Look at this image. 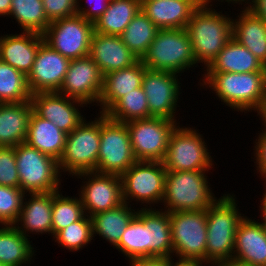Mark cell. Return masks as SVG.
Listing matches in <instances>:
<instances>
[{"label": "cell", "mask_w": 266, "mask_h": 266, "mask_svg": "<svg viewBox=\"0 0 266 266\" xmlns=\"http://www.w3.org/2000/svg\"><path fill=\"white\" fill-rule=\"evenodd\" d=\"M140 209V210H139ZM125 259L145 258V209L138 208L137 214L132 218L124 230L119 244L115 247Z\"/></svg>", "instance_id": "74e56055"}, {"label": "cell", "mask_w": 266, "mask_h": 266, "mask_svg": "<svg viewBox=\"0 0 266 266\" xmlns=\"http://www.w3.org/2000/svg\"><path fill=\"white\" fill-rule=\"evenodd\" d=\"M75 177L82 180L83 184L81 183L77 194L89 217L115 209L124 203L121 176L91 171L77 174L73 178Z\"/></svg>", "instance_id": "5bb4252c"}, {"label": "cell", "mask_w": 266, "mask_h": 266, "mask_svg": "<svg viewBox=\"0 0 266 266\" xmlns=\"http://www.w3.org/2000/svg\"><path fill=\"white\" fill-rule=\"evenodd\" d=\"M204 72H265V65L232 37Z\"/></svg>", "instance_id": "83f0119b"}, {"label": "cell", "mask_w": 266, "mask_h": 266, "mask_svg": "<svg viewBox=\"0 0 266 266\" xmlns=\"http://www.w3.org/2000/svg\"><path fill=\"white\" fill-rule=\"evenodd\" d=\"M82 0H77V14L84 17L87 21L94 23L107 9L110 0H85L82 6ZM86 4H88L86 6Z\"/></svg>", "instance_id": "ee69618b"}, {"label": "cell", "mask_w": 266, "mask_h": 266, "mask_svg": "<svg viewBox=\"0 0 266 266\" xmlns=\"http://www.w3.org/2000/svg\"><path fill=\"white\" fill-rule=\"evenodd\" d=\"M209 151L197 128L178 124L170 135L162 163L167 171H209L214 165Z\"/></svg>", "instance_id": "ba28073f"}, {"label": "cell", "mask_w": 266, "mask_h": 266, "mask_svg": "<svg viewBox=\"0 0 266 266\" xmlns=\"http://www.w3.org/2000/svg\"><path fill=\"white\" fill-rule=\"evenodd\" d=\"M104 75L90 56L70 61L59 93L86 104H98ZM95 103V104H94Z\"/></svg>", "instance_id": "2e32d148"}, {"label": "cell", "mask_w": 266, "mask_h": 266, "mask_svg": "<svg viewBox=\"0 0 266 266\" xmlns=\"http://www.w3.org/2000/svg\"><path fill=\"white\" fill-rule=\"evenodd\" d=\"M212 266H250V265L247 263L237 261L235 259H230V260H224L221 262H217L213 264Z\"/></svg>", "instance_id": "816d5d0a"}, {"label": "cell", "mask_w": 266, "mask_h": 266, "mask_svg": "<svg viewBox=\"0 0 266 266\" xmlns=\"http://www.w3.org/2000/svg\"><path fill=\"white\" fill-rule=\"evenodd\" d=\"M173 257L206 262L207 210L169 212Z\"/></svg>", "instance_id": "8fae6325"}, {"label": "cell", "mask_w": 266, "mask_h": 266, "mask_svg": "<svg viewBox=\"0 0 266 266\" xmlns=\"http://www.w3.org/2000/svg\"><path fill=\"white\" fill-rule=\"evenodd\" d=\"M180 76L168 71H145L142 88L148 101L149 118L161 117L178 121L175 114L182 93Z\"/></svg>", "instance_id": "9a60e30c"}, {"label": "cell", "mask_w": 266, "mask_h": 266, "mask_svg": "<svg viewBox=\"0 0 266 266\" xmlns=\"http://www.w3.org/2000/svg\"><path fill=\"white\" fill-rule=\"evenodd\" d=\"M148 68L138 60L130 67L104 75L103 89L98 104L99 113H105L119 98L142 87V80Z\"/></svg>", "instance_id": "cb8c5ba5"}, {"label": "cell", "mask_w": 266, "mask_h": 266, "mask_svg": "<svg viewBox=\"0 0 266 266\" xmlns=\"http://www.w3.org/2000/svg\"><path fill=\"white\" fill-rule=\"evenodd\" d=\"M141 10V0H110L107 9L93 23L94 32L120 36Z\"/></svg>", "instance_id": "1f68e13d"}, {"label": "cell", "mask_w": 266, "mask_h": 266, "mask_svg": "<svg viewBox=\"0 0 266 266\" xmlns=\"http://www.w3.org/2000/svg\"><path fill=\"white\" fill-rule=\"evenodd\" d=\"M145 258H173L169 212L145 208Z\"/></svg>", "instance_id": "d4e9b609"}, {"label": "cell", "mask_w": 266, "mask_h": 266, "mask_svg": "<svg viewBox=\"0 0 266 266\" xmlns=\"http://www.w3.org/2000/svg\"><path fill=\"white\" fill-rule=\"evenodd\" d=\"M29 238L14 225L0 226V263L5 266H30L37 251ZM33 258V259H32ZM32 261V262H31ZM29 264V265H28Z\"/></svg>", "instance_id": "f546056e"}, {"label": "cell", "mask_w": 266, "mask_h": 266, "mask_svg": "<svg viewBox=\"0 0 266 266\" xmlns=\"http://www.w3.org/2000/svg\"><path fill=\"white\" fill-rule=\"evenodd\" d=\"M129 266H172V258H142L128 260Z\"/></svg>", "instance_id": "f6af8a7d"}, {"label": "cell", "mask_w": 266, "mask_h": 266, "mask_svg": "<svg viewBox=\"0 0 266 266\" xmlns=\"http://www.w3.org/2000/svg\"><path fill=\"white\" fill-rule=\"evenodd\" d=\"M198 81L203 89L214 91L212 93L223 102L221 104L232 111L244 112V115L247 112L258 114L263 108L266 97L265 72H204Z\"/></svg>", "instance_id": "6da1fadb"}, {"label": "cell", "mask_w": 266, "mask_h": 266, "mask_svg": "<svg viewBox=\"0 0 266 266\" xmlns=\"http://www.w3.org/2000/svg\"><path fill=\"white\" fill-rule=\"evenodd\" d=\"M136 161L126 123L112 120L101 113L96 172L121 176Z\"/></svg>", "instance_id": "30bf717a"}, {"label": "cell", "mask_w": 266, "mask_h": 266, "mask_svg": "<svg viewBox=\"0 0 266 266\" xmlns=\"http://www.w3.org/2000/svg\"><path fill=\"white\" fill-rule=\"evenodd\" d=\"M31 101L34 111L40 117L51 121L66 134H70L86 118L80 112L85 103L59 92L35 93Z\"/></svg>", "instance_id": "ac0fdd59"}, {"label": "cell", "mask_w": 266, "mask_h": 266, "mask_svg": "<svg viewBox=\"0 0 266 266\" xmlns=\"http://www.w3.org/2000/svg\"><path fill=\"white\" fill-rule=\"evenodd\" d=\"M20 189L24 193H48L62 187L58 161L26 142L14 147ZM61 185V186H60Z\"/></svg>", "instance_id": "52a82bcc"}, {"label": "cell", "mask_w": 266, "mask_h": 266, "mask_svg": "<svg viewBox=\"0 0 266 266\" xmlns=\"http://www.w3.org/2000/svg\"><path fill=\"white\" fill-rule=\"evenodd\" d=\"M33 110L31 100L0 103V146L15 147L25 142Z\"/></svg>", "instance_id": "484cf974"}, {"label": "cell", "mask_w": 266, "mask_h": 266, "mask_svg": "<svg viewBox=\"0 0 266 266\" xmlns=\"http://www.w3.org/2000/svg\"><path fill=\"white\" fill-rule=\"evenodd\" d=\"M166 172L162 162L136 161L121 175L123 202L130 205L136 201L135 204H143L140 207L144 209L155 208L159 203L161 205L165 194Z\"/></svg>", "instance_id": "9c48e42d"}, {"label": "cell", "mask_w": 266, "mask_h": 266, "mask_svg": "<svg viewBox=\"0 0 266 266\" xmlns=\"http://www.w3.org/2000/svg\"><path fill=\"white\" fill-rule=\"evenodd\" d=\"M112 120L127 123L149 118L148 101L139 87L119 98L105 113Z\"/></svg>", "instance_id": "e575fe53"}, {"label": "cell", "mask_w": 266, "mask_h": 266, "mask_svg": "<svg viewBox=\"0 0 266 266\" xmlns=\"http://www.w3.org/2000/svg\"><path fill=\"white\" fill-rule=\"evenodd\" d=\"M0 185L20 188L14 147L0 146Z\"/></svg>", "instance_id": "60d3db41"}, {"label": "cell", "mask_w": 266, "mask_h": 266, "mask_svg": "<svg viewBox=\"0 0 266 266\" xmlns=\"http://www.w3.org/2000/svg\"><path fill=\"white\" fill-rule=\"evenodd\" d=\"M93 33L94 24L76 14L52 21L43 38L52 49L74 60L89 56Z\"/></svg>", "instance_id": "4fadbf2b"}, {"label": "cell", "mask_w": 266, "mask_h": 266, "mask_svg": "<svg viewBox=\"0 0 266 266\" xmlns=\"http://www.w3.org/2000/svg\"><path fill=\"white\" fill-rule=\"evenodd\" d=\"M158 30L159 28L140 10L120 37L128 49L141 60Z\"/></svg>", "instance_id": "d6a6232c"}, {"label": "cell", "mask_w": 266, "mask_h": 266, "mask_svg": "<svg viewBox=\"0 0 266 266\" xmlns=\"http://www.w3.org/2000/svg\"><path fill=\"white\" fill-rule=\"evenodd\" d=\"M233 259L250 266H266V231L255 219L245 216L239 223Z\"/></svg>", "instance_id": "603a6c76"}, {"label": "cell", "mask_w": 266, "mask_h": 266, "mask_svg": "<svg viewBox=\"0 0 266 266\" xmlns=\"http://www.w3.org/2000/svg\"><path fill=\"white\" fill-rule=\"evenodd\" d=\"M132 204L122 203L115 209L107 210L91 216L93 237L99 236L114 248L119 244L121 236L138 209Z\"/></svg>", "instance_id": "4dcf8cb0"}, {"label": "cell", "mask_w": 266, "mask_h": 266, "mask_svg": "<svg viewBox=\"0 0 266 266\" xmlns=\"http://www.w3.org/2000/svg\"><path fill=\"white\" fill-rule=\"evenodd\" d=\"M232 16L213 7L200 5L192 14L186 30L190 36L197 65L203 72L232 38ZM199 63V64H198Z\"/></svg>", "instance_id": "7a4b0ae2"}, {"label": "cell", "mask_w": 266, "mask_h": 266, "mask_svg": "<svg viewBox=\"0 0 266 266\" xmlns=\"http://www.w3.org/2000/svg\"><path fill=\"white\" fill-rule=\"evenodd\" d=\"M264 193L262 196V200L260 199V203L259 204V209L261 211L260 215H261V222H259L261 224V226L265 229L266 231V186L264 188Z\"/></svg>", "instance_id": "681fc988"}, {"label": "cell", "mask_w": 266, "mask_h": 266, "mask_svg": "<svg viewBox=\"0 0 266 266\" xmlns=\"http://www.w3.org/2000/svg\"><path fill=\"white\" fill-rule=\"evenodd\" d=\"M263 130L262 132L258 133V136L255 138L254 142V151L252 154H254L253 159L254 165L256 167V172L261 176V179H263L264 185L266 184V125L262 124Z\"/></svg>", "instance_id": "7bdbcfd3"}, {"label": "cell", "mask_w": 266, "mask_h": 266, "mask_svg": "<svg viewBox=\"0 0 266 266\" xmlns=\"http://www.w3.org/2000/svg\"><path fill=\"white\" fill-rule=\"evenodd\" d=\"M12 0H0V17H9Z\"/></svg>", "instance_id": "f907efd6"}, {"label": "cell", "mask_w": 266, "mask_h": 266, "mask_svg": "<svg viewBox=\"0 0 266 266\" xmlns=\"http://www.w3.org/2000/svg\"><path fill=\"white\" fill-rule=\"evenodd\" d=\"M27 76L0 60V103H21L31 100Z\"/></svg>", "instance_id": "d590c367"}, {"label": "cell", "mask_w": 266, "mask_h": 266, "mask_svg": "<svg viewBox=\"0 0 266 266\" xmlns=\"http://www.w3.org/2000/svg\"><path fill=\"white\" fill-rule=\"evenodd\" d=\"M70 59L43 42L37 51L27 83L31 94L58 92L68 71Z\"/></svg>", "instance_id": "e0dca14e"}, {"label": "cell", "mask_w": 266, "mask_h": 266, "mask_svg": "<svg viewBox=\"0 0 266 266\" xmlns=\"http://www.w3.org/2000/svg\"><path fill=\"white\" fill-rule=\"evenodd\" d=\"M14 226L29 239L32 238L29 235L31 233H48L52 236V192L25 193L21 212Z\"/></svg>", "instance_id": "ffe728a7"}, {"label": "cell", "mask_w": 266, "mask_h": 266, "mask_svg": "<svg viewBox=\"0 0 266 266\" xmlns=\"http://www.w3.org/2000/svg\"><path fill=\"white\" fill-rule=\"evenodd\" d=\"M9 16L21 26V32L43 35L51 23L44 12L42 0H12Z\"/></svg>", "instance_id": "836d02e7"}, {"label": "cell", "mask_w": 266, "mask_h": 266, "mask_svg": "<svg viewBox=\"0 0 266 266\" xmlns=\"http://www.w3.org/2000/svg\"><path fill=\"white\" fill-rule=\"evenodd\" d=\"M246 9L266 22V0H252Z\"/></svg>", "instance_id": "bcb514c9"}, {"label": "cell", "mask_w": 266, "mask_h": 266, "mask_svg": "<svg viewBox=\"0 0 266 266\" xmlns=\"http://www.w3.org/2000/svg\"><path fill=\"white\" fill-rule=\"evenodd\" d=\"M66 136L51 121L40 117L33 110L25 140L28 145L58 161L63 153Z\"/></svg>", "instance_id": "f1b7e54d"}, {"label": "cell", "mask_w": 266, "mask_h": 266, "mask_svg": "<svg viewBox=\"0 0 266 266\" xmlns=\"http://www.w3.org/2000/svg\"><path fill=\"white\" fill-rule=\"evenodd\" d=\"M24 195L20 188L0 185V225H14L17 222Z\"/></svg>", "instance_id": "ab89813d"}, {"label": "cell", "mask_w": 266, "mask_h": 266, "mask_svg": "<svg viewBox=\"0 0 266 266\" xmlns=\"http://www.w3.org/2000/svg\"><path fill=\"white\" fill-rule=\"evenodd\" d=\"M232 18V37L266 65V22L243 7Z\"/></svg>", "instance_id": "4316f807"}, {"label": "cell", "mask_w": 266, "mask_h": 266, "mask_svg": "<svg viewBox=\"0 0 266 266\" xmlns=\"http://www.w3.org/2000/svg\"><path fill=\"white\" fill-rule=\"evenodd\" d=\"M61 190L52 192V237L85 215L80 197L63 196Z\"/></svg>", "instance_id": "8d00e7d4"}, {"label": "cell", "mask_w": 266, "mask_h": 266, "mask_svg": "<svg viewBox=\"0 0 266 266\" xmlns=\"http://www.w3.org/2000/svg\"><path fill=\"white\" fill-rule=\"evenodd\" d=\"M235 199L225 193L207 209L206 262L211 265L233 259L235 234L245 217Z\"/></svg>", "instance_id": "3957f363"}, {"label": "cell", "mask_w": 266, "mask_h": 266, "mask_svg": "<svg viewBox=\"0 0 266 266\" xmlns=\"http://www.w3.org/2000/svg\"><path fill=\"white\" fill-rule=\"evenodd\" d=\"M53 238L58 247L66 248L70 252L81 251L94 240L91 217L85 214L80 220L59 231Z\"/></svg>", "instance_id": "f35d334b"}, {"label": "cell", "mask_w": 266, "mask_h": 266, "mask_svg": "<svg viewBox=\"0 0 266 266\" xmlns=\"http://www.w3.org/2000/svg\"><path fill=\"white\" fill-rule=\"evenodd\" d=\"M89 56L103 75L130 67L139 60L122 42L120 36L99 32L93 33Z\"/></svg>", "instance_id": "d6986e66"}, {"label": "cell", "mask_w": 266, "mask_h": 266, "mask_svg": "<svg viewBox=\"0 0 266 266\" xmlns=\"http://www.w3.org/2000/svg\"><path fill=\"white\" fill-rule=\"evenodd\" d=\"M3 35L0 36V60L27 76L39 46L44 42L43 35L32 32Z\"/></svg>", "instance_id": "7402d4cb"}, {"label": "cell", "mask_w": 266, "mask_h": 266, "mask_svg": "<svg viewBox=\"0 0 266 266\" xmlns=\"http://www.w3.org/2000/svg\"><path fill=\"white\" fill-rule=\"evenodd\" d=\"M50 22L77 14V0H42Z\"/></svg>", "instance_id": "b9f144b4"}, {"label": "cell", "mask_w": 266, "mask_h": 266, "mask_svg": "<svg viewBox=\"0 0 266 266\" xmlns=\"http://www.w3.org/2000/svg\"><path fill=\"white\" fill-rule=\"evenodd\" d=\"M180 121L151 117L126 123L137 161H159L165 157L170 135Z\"/></svg>", "instance_id": "7c38bea8"}, {"label": "cell", "mask_w": 266, "mask_h": 266, "mask_svg": "<svg viewBox=\"0 0 266 266\" xmlns=\"http://www.w3.org/2000/svg\"><path fill=\"white\" fill-rule=\"evenodd\" d=\"M172 266H212V265L202 260H180V259L175 260L174 258H172Z\"/></svg>", "instance_id": "c3c4849f"}, {"label": "cell", "mask_w": 266, "mask_h": 266, "mask_svg": "<svg viewBox=\"0 0 266 266\" xmlns=\"http://www.w3.org/2000/svg\"><path fill=\"white\" fill-rule=\"evenodd\" d=\"M257 116H259V120L262 121L261 124L266 125V97H265V102L263 105V108L261 109V111L257 114ZM261 118V119H260Z\"/></svg>", "instance_id": "f5cc1de1"}, {"label": "cell", "mask_w": 266, "mask_h": 266, "mask_svg": "<svg viewBox=\"0 0 266 266\" xmlns=\"http://www.w3.org/2000/svg\"><path fill=\"white\" fill-rule=\"evenodd\" d=\"M218 1V3L219 2H228V6L230 5V3L232 4H239V6H240V4L241 5H243V7H244V9L245 8H247L250 4H251V2H252V0H198V2H199V4L200 5H202V6H209V7H212V5L213 4H211V3H213V2H217Z\"/></svg>", "instance_id": "7dc6e473"}, {"label": "cell", "mask_w": 266, "mask_h": 266, "mask_svg": "<svg viewBox=\"0 0 266 266\" xmlns=\"http://www.w3.org/2000/svg\"><path fill=\"white\" fill-rule=\"evenodd\" d=\"M96 117L89 121L84 119L70 134H67L63 153L58 160L61 174L66 175L67 172L68 176L74 177L80 173L96 171L101 113L98 112Z\"/></svg>", "instance_id": "8992f818"}, {"label": "cell", "mask_w": 266, "mask_h": 266, "mask_svg": "<svg viewBox=\"0 0 266 266\" xmlns=\"http://www.w3.org/2000/svg\"><path fill=\"white\" fill-rule=\"evenodd\" d=\"M209 171H167L163 211L207 210L218 198L212 192Z\"/></svg>", "instance_id": "277c9868"}, {"label": "cell", "mask_w": 266, "mask_h": 266, "mask_svg": "<svg viewBox=\"0 0 266 266\" xmlns=\"http://www.w3.org/2000/svg\"><path fill=\"white\" fill-rule=\"evenodd\" d=\"M198 0H141V10L159 29H184Z\"/></svg>", "instance_id": "44dd1931"}, {"label": "cell", "mask_w": 266, "mask_h": 266, "mask_svg": "<svg viewBox=\"0 0 266 266\" xmlns=\"http://www.w3.org/2000/svg\"><path fill=\"white\" fill-rule=\"evenodd\" d=\"M141 61L152 71H168L179 75L198 66L186 28L159 29Z\"/></svg>", "instance_id": "5b68a950"}]
</instances>
